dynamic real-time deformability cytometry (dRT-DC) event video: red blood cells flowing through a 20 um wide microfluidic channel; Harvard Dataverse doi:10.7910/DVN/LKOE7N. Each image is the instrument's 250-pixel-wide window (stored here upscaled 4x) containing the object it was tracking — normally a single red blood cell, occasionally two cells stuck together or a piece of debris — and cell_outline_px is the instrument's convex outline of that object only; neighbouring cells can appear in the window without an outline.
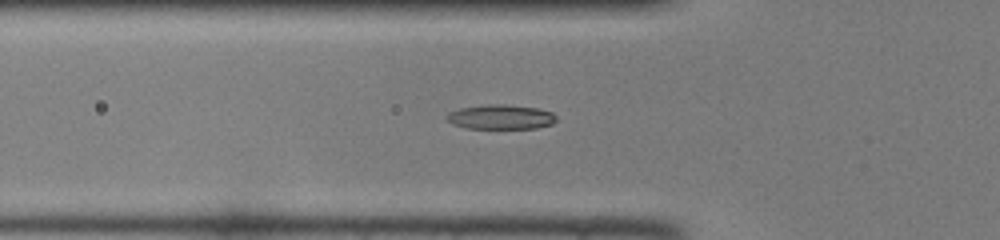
{"species": "common noctule bat (a hibernating species)", "species_latin": "Nyctalus noctula", "temperature_condition": "room temperature", "stored_images_in_passage": 33, "camera_frame_rate_fps": 3000, "um_per_image_px": 0.085, "animal": {"sex": "female", "body_mass_g": 22.0, "forearm_length_mm": 56.7}, "frame": {"image": 1, "passage_image": 7, "time_ms": 2.0, "image_size_px": [1000, 240], "cell_outline_px": [[556, 120], [552, 124], [536, 128], [468, 128], [452, 124], [444, 116], [448, 112], [460, 108], [480, 104], [504, 104], [540, 108], [552, 112], [556, 116]], "centroid_in_image_um": [42.55, 9.92], "position_along_channel_um": 83.3, "area_um2": 15.9}}
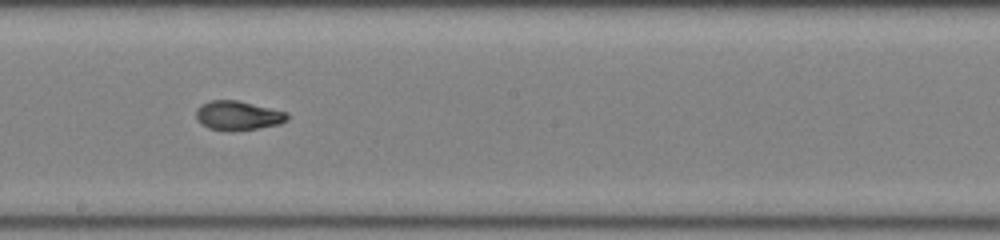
{"frame": {"image": 2, "passage_image": 17, "time_ms": 5.333, "image_size_px": [1000, 240], "cell_outline_px": [[288, 120], [280, 124], [256, 128], [228, 132], [208, 128], [200, 124], [196, 120], [196, 108], [200, 104], [208, 100], [236, 100], [288, 112]], "centroid_in_image_um": [20.18, 9.82], "position_along_channel_um": 228.0, "area_um2": 15.78}}
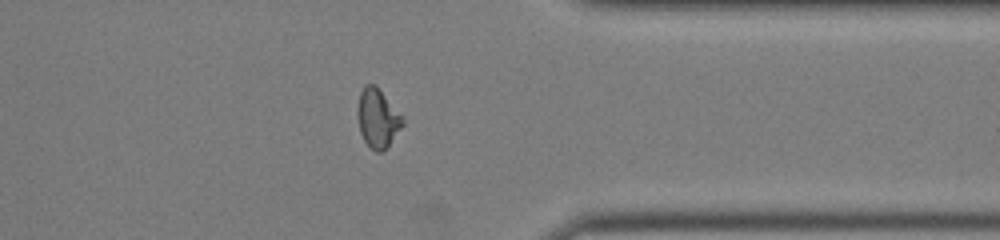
{"frame": {"image": 3, "passage_image": 28, "time_ms": 9.0, "image_size_px": [1000, 240], "cell_outline_px": [[404, 124], [388, 144], [380, 152], [376, 152], [364, 140], [360, 132], [356, 112], [360, 92], [364, 84], [376, 84], [404, 120]], "centroid_in_image_um": [32.06, 10.0], "position_along_channel_um": 379.3, "area_um2": 15.14}}